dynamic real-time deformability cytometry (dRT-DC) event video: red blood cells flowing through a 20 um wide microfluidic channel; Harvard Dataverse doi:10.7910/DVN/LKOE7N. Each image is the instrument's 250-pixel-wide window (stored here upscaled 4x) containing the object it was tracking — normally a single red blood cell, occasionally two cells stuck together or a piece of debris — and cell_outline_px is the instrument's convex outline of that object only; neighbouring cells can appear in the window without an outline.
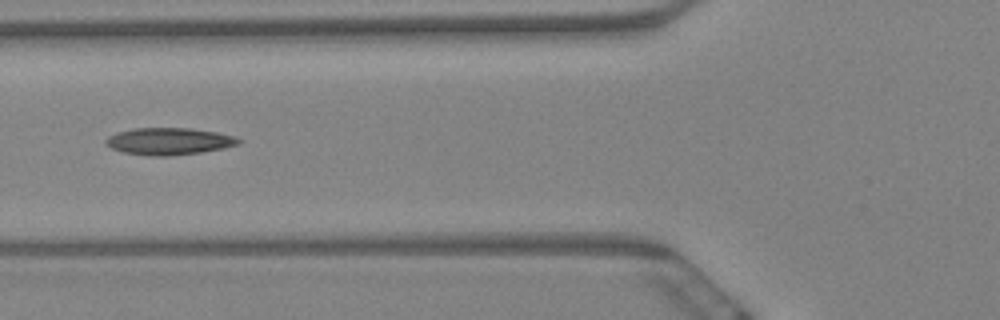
{"species": "Egyptian fruit bat (a non-hibernating species)", "species_latin": "Rousettus aegyptiacus", "temperature_condition": "warm", "stored_images_in_passage": 10, "camera_frame_rate_fps": 3000, "um_per_image_px": 0.085, "animal": {"sex": "female"}, "frame": {"image": 1, "passage_image": 7, "time_ms": 2.0, "image_size_px": [1000, 320], "cell_outline_px": [[240, 144], [224, 148], [200, 152], [168, 156], [152, 156], [124, 152], [112, 148], [104, 144], [104, 140], [108, 136], [116, 132], [136, 128], [188, 128], [216, 132], [236, 136], [240, 140]], "centroid_in_image_um": [14.35, 12.0], "position_along_channel_um": 111.5, "area_um2": 20.87}}
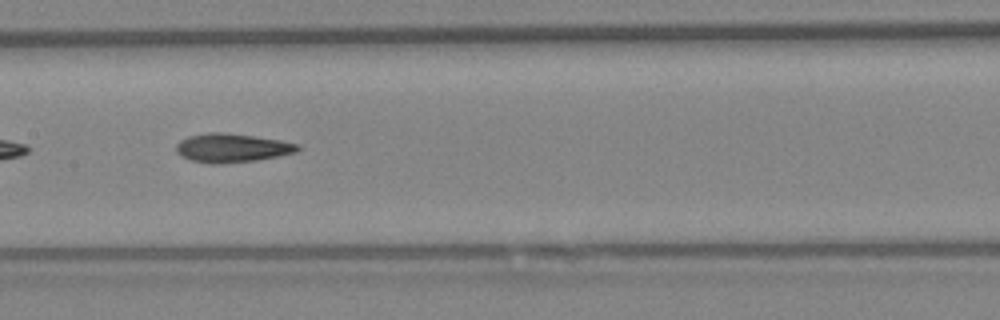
{"frame": {"image": 2, "passage_image": 9, "time_ms": 2.667, "image_size_px": [1000, 320], "cell_outline_px": [[300, 148], [296, 152], [256, 160], [220, 164], [208, 164], [192, 160], [180, 156], [176, 152], [176, 144], [180, 140], [188, 136], [208, 132], [224, 132], [280, 140], [300, 144]], "centroid_in_image_um": [19.67, 12.57], "position_along_channel_um": 187.7, "area_um2": 20.4}}